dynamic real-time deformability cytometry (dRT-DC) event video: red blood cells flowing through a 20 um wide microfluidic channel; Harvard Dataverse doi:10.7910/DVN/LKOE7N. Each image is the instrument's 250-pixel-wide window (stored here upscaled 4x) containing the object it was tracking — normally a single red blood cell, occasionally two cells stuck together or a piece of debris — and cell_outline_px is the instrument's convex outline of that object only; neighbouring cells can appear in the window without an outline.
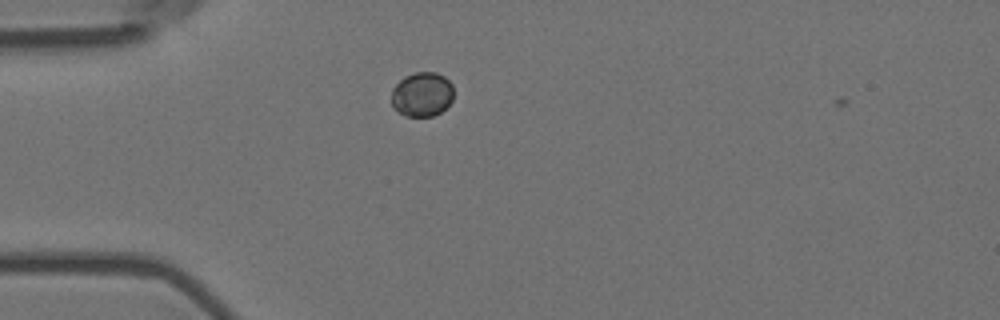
{"species": "Egyptian fruit bat (a non-hibernating species)", "species_latin": "Rousettus aegyptiacus", "temperature_condition": "room temperature", "stored_images_in_passage": 3, "camera_frame_rate_fps": 3000, "um_per_image_px": 0.085, "animal": {"sex": "female"}, "frame": {"image": 1, "passage_image": 2, "time_ms": 0.333, "image_size_px": [1000, 320], "cell_outline_px": [[452, 100], [440, 112], [432, 116], [404, 116], [392, 104], [392, 88], [404, 76], [416, 72], [436, 72], [444, 76], [452, 84]], "centroid_in_image_um": [35.87, 8.0], "position_along_channel_um": 49.1, "area_um2": 15.95}}